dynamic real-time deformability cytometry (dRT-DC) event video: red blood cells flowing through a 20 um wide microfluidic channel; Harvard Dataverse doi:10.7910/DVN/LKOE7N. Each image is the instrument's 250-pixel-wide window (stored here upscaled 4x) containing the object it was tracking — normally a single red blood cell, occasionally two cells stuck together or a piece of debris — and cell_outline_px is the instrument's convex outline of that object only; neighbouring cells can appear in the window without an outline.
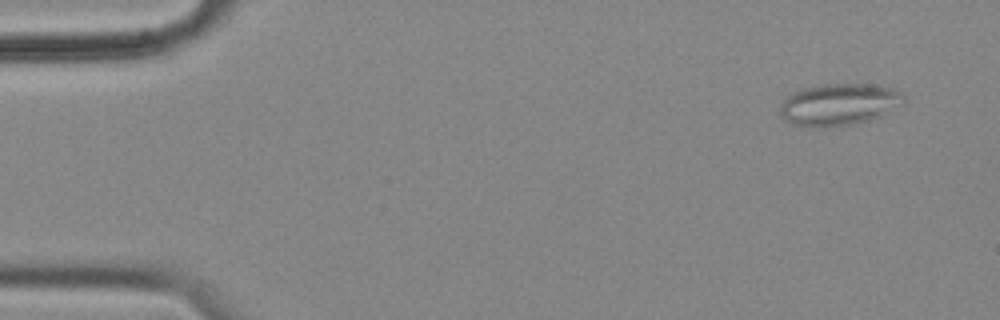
{"species": "common noctule bat (a hibernating species)", "species_latin": "Nyctalus noctula", "temperature_condition": "cold", "stored_images_in_passage": 56, "camera_frame_rate_fps": 3000, "um_per_image_px": 0.085, "animal": {"sex": "female", "body_mass_g": 18.4}, "frame": {"image": 1, "passage_image": 2, "time_ms": 0.333, "image_size_px": [1000, 320], "cell_outline_px": [[904, 104], [880, 116], [868, 120], [852, 124], [820, 128], [792, 124], [784, 120], [780, 112], [780, 104], [788, 96], [804, 88], [820, 84], [880, 84], [892, 88], [900, 92], [904, 96]], "centroid_in_image_um": [71.33, 8.87], "position_along_channel_um": 13.7, "area_um2": 30.29}}
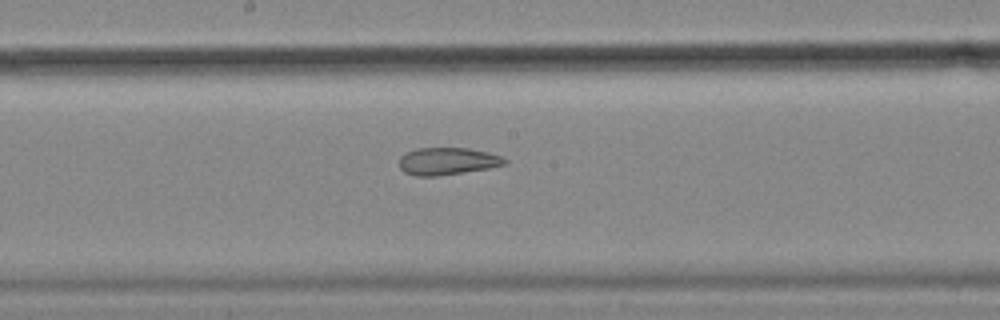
{"frame": {"image": 2, "passage_image": 28, "time_ms": 9.0, "image_size_px": [1000, 320], "cell_outline_px": [[508, 164], [488, 168], [436, 176], [416, 176], [404, 172], [400, 168], [400, 156], [416, 148], [468, 148], [488, 152], [504, 156], [508, 160]], "centroid_in_image_um": [38.07, 13.69], "position_along_channel_um": 210.1, "area_um2": 16.82}}
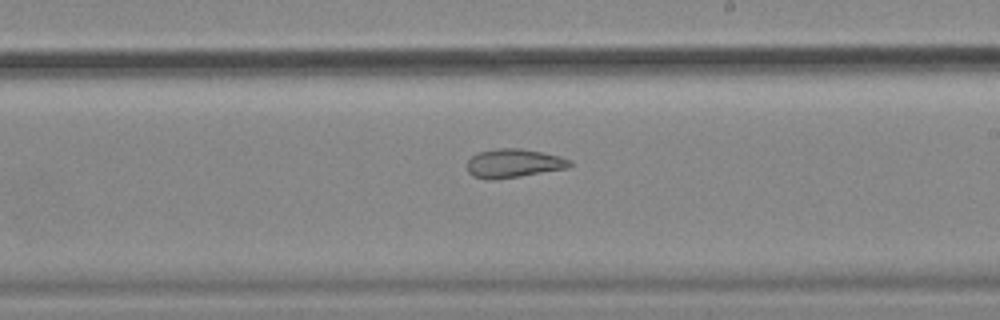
{"frame": {"image": 3, "passage_image": 31, "time_ms": 10.0, "image_size_px": [1000, 320], "cell_outline_px": [[572, 164], [568, 168], [520, 176], [492, 180], [488, 180], [472, 176], [468, 172], [468, 160], [472, 156], [480, 152], [496, 148], [520, 148], [560, 156], [572, 160]], "centroid_in_image_um": [43.66, 13.88], "position_along_channel_um": 245.3, "area_um2": 17.17}, "authors_computed_cell_mechanics": {"area_um2": 22.0507, "velocity_mm_per_s": 3.5464, "shape_relaxation_time_tau1_ms": null, "shape_relaxation_time_tau2_ms": 3.4838, "deformation_change_tau1": null, "deformation_change_tau2": 0.1121}}